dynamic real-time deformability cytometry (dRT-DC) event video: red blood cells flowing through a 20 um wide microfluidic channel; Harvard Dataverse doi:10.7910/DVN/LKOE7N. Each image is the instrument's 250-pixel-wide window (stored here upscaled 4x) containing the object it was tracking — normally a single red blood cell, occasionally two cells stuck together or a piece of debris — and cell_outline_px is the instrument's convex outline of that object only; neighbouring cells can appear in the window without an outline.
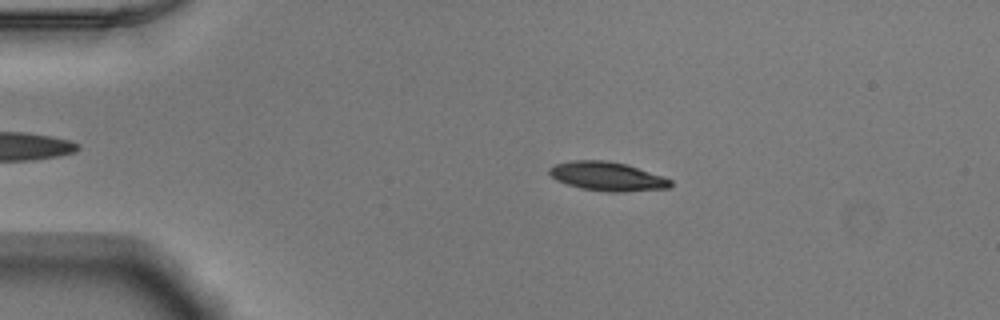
{"species": "Egyptian fruit bat (a non-hibernating species)", "species_latin": "Rousettus aegyptiacus", "temperature_condition": "warm", "stored_images_in_passage": 46, "camera_frame_rate_fps": 3000, "um_per_image_px": 0.085, "animal": {"sex": "male"}, "frame": {"image": 1, "passage_image": 11, "time_ms": 3.333, "image_size_px": [1000, 320], "cell_outline_px": [[672, 184], [668, 188], [624, 192], [608, 192], [580, 188], [556, 180], [548, 172], [548, 168], [556, 164], [568, 160], [608, 160], [628, 164], [664, 176], [672, 180]], "centroid_in_image_um": [51.63, 14.98], "position_along_channel_um": 33.4, "area_um2": 20.69}}
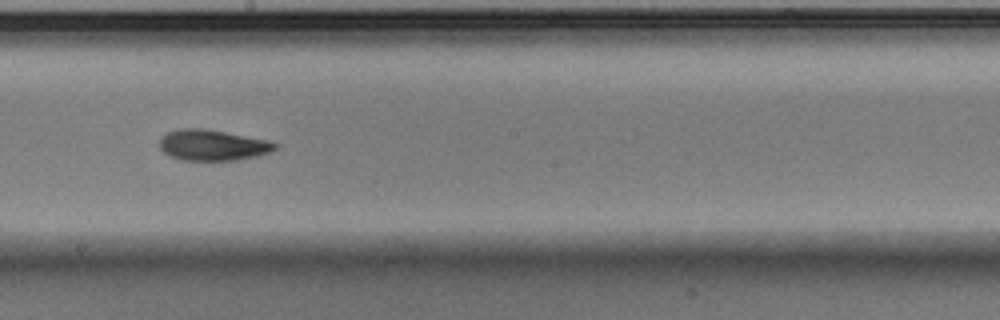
{"frame": {"image": 2, "passage_image": 30, "time_ms": 9.667, "image_size_px": [1000, 320], "cell_outline_px": [[276, 148], [272, 152], [256, 156], [236, 160], [184, 160], [168, 156], [160, 148], [160, 136], [168, 132], [180, 128], [204, 128], [272, 140], [276, 144]], "centroid_in_image_um": [18.08, 12.32], "position_along_channel_um": 230.1, "area_um2": 20.98}}
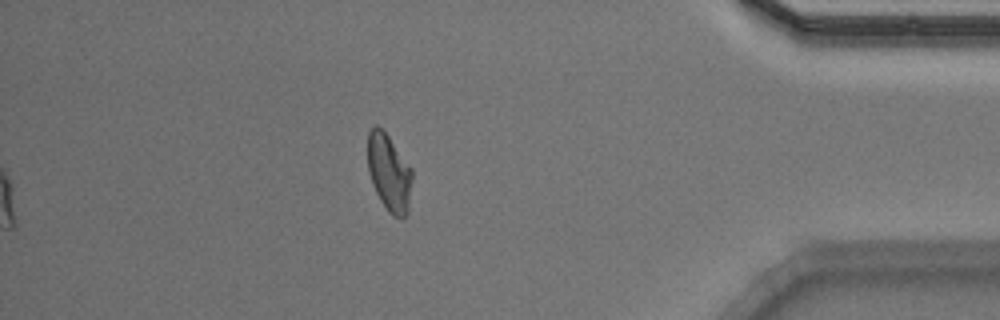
{"frame": {"image": 3, "passage_image": 46, "time_ms": 15.0, "image_size_px": [1000, 320], "cell_outline_px": [[412, 180], [408, 212], [400, 220], [392, 216], [388, 212], [380, 200], [372, 184], [368, 172], [368, 132], [376, 124], [388, 136], [412, 168]], "centroid_in_image_um": [33.08, 14.72], "position_along_channel_um": 402.1, "area_um2": 20.06}, "authors_computed_cell_mechanics": {"area_um2": 20.5768, "velocity_mm_per_s": 3.9017, "shape_relaxation_time_tau1_ms": 3.5736, "shape_relaxation_time_tau2_ms": 3.2689, "deformation_change_tau1": 0.1547, "deformation_change_tau2": 0.0965}}